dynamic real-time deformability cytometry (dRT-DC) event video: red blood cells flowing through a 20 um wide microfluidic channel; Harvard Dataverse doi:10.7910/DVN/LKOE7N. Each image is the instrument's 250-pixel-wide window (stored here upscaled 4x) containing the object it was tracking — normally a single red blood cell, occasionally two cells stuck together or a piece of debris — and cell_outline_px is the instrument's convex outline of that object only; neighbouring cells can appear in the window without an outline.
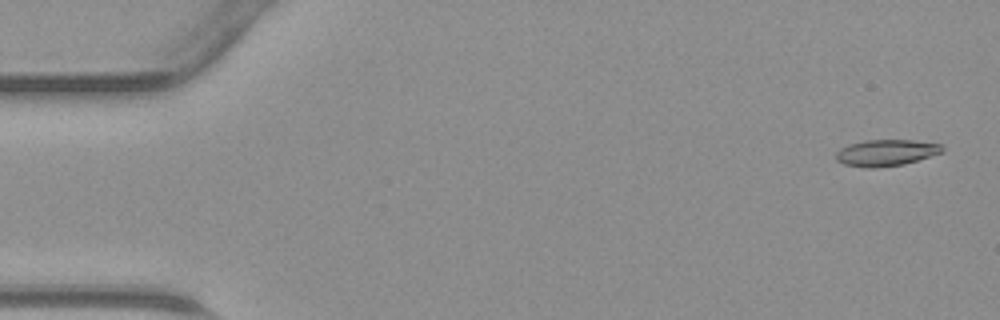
{"species": "common noctule bat (a hibernating species)", "species_latin": "Nyctalus noctula", "temperature_condition": "warm", "stored_images_in_passage": 46, "camera_frame_rate_fps": 3000, "um_per_image_px": 0.085, "animal": {"sex": "male", "body_mass_g": 23.1, "forearm_length_mm": 52.7}, "frame": {"image": 1, "passage_image": 2, "time_ms": 0.333, "image_size_px": [1000, 320], "cell_outline_px": [[944, 152], [904, 164], [872, 168], [864, 168], [844, 164], [836, 160], [836, 152], [840, 148], [848, 144], [864, 140], [912, 140], [940, 144], [944, 148]], "centroid_in_image_um": [75.3, 12.98], "position_along_channel_um": 9.7, "area_um2": 16.42}}
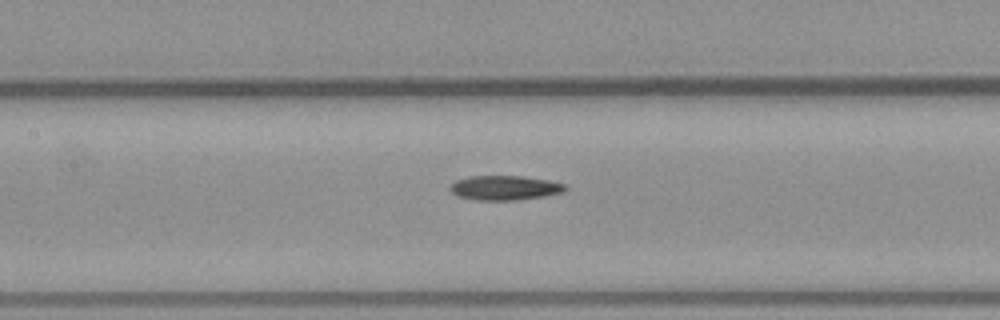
{"frame": {"image": 2, "passage_image": 21, "time_ms": 6.667, "image_size_px": [1000, 320], "cell_outline_px": [[568, 188], [564, 192], [544, 196], [516, 200], [476, 200], [456, 196], [448, 188], [456, 180], [472, 176], [524, 176], [548, 180], [564, 184]], "centroid_in_image_um": [42.9, 15.97], "position_along_channel_um": 164.5, "area_um2": 16.47}}
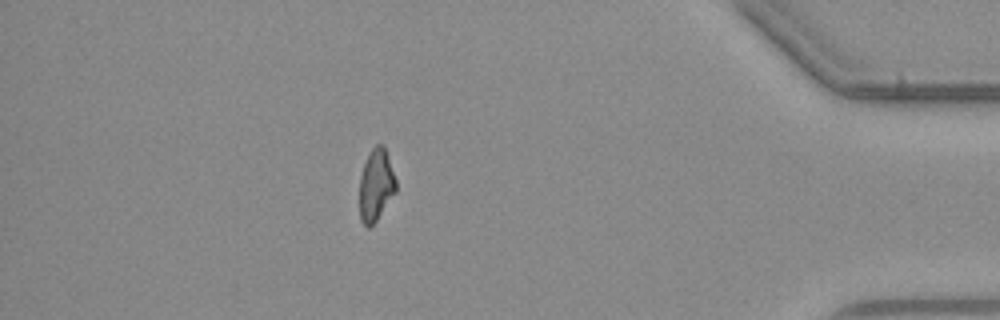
{"frame": {"image": 3, "passage_image": 40, "time_ms": 13.0, "image_size_px": [1000, 320], "cell_outline_px": [[396, 192], [376, 220], [368, 228], [360, 220], [360, 176], [364, 164], [372, 148], [376, 144], [384, 144], [396, 180]], "centroid_in_image_um": [31.96, 15.72], "position_along_channel_um": 403.2, "area_um2": 15.14}}